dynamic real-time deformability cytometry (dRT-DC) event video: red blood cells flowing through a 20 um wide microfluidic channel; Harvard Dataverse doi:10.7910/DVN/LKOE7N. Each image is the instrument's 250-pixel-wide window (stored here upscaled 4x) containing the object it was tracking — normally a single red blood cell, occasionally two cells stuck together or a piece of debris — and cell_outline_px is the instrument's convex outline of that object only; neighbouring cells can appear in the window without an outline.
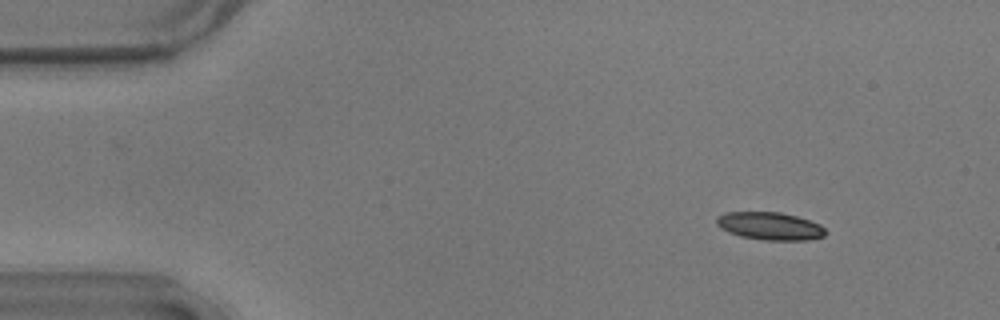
{"species": "common noctule bat (a hibernating species)", "species_latin": "Nyctalus noctula", "temperature_condition": "warm", "stored_images_in_passage": 54, "camera_frame_rate_fps": 3000, "um_per_image_px": 0.085, "animal": {"sex": "male", "body_mass_g": 17.9}, "frame": {"image": 1, "passage_image": 6, "time_ms": 1.667, "image_size_px": [1000, 320], "cell_outline_px": [[824, 236], [808, 240], [764, 240], [740, 236], [728, 232], [720, 228], [716, 224], [716, 216], [724, 212], [780, 212], [796, 216], [820, 224], [824, 228]], "centroid_in_image_um": [65.39, 19.21], "position_along_channel_um": 19.6, "area_um2": 17.63}}
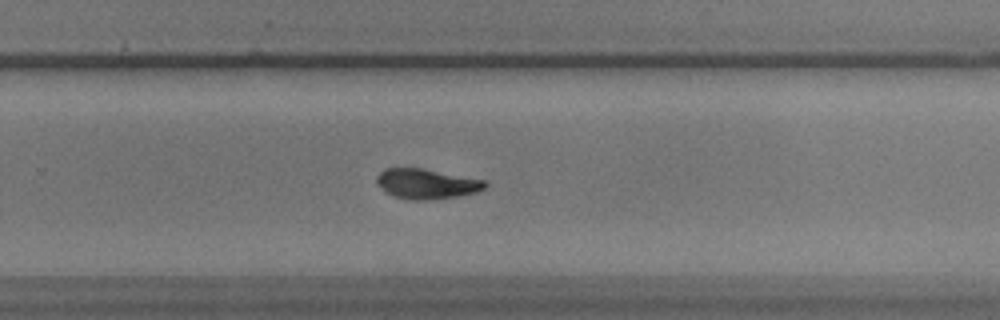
{"frame": {"image": 2, "passage_image": 36, "time_ms": 11.667, "image_size_px": [1000, 320], "cell_outline_px": [[488, 184], [484, 188], [476, 192], [456, 196], [428, 200], [408, 200], [392, 196], [384, 192], [376, 180], [376, 176], [384, 168], [424, 168], [484, 180]], "centroid_in_image_um": [36.21, 15.62], "position_along_channel_um": 293.6, "area_um2": 19.02}}
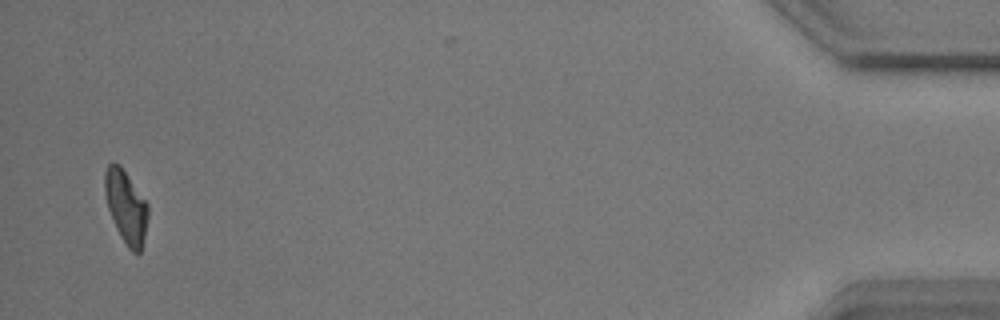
{"frame": {"image": 3, "passage_image": 54, "time_ms": 17.667, "image_size_px": [1000, 320], "cell_outline_px": [[148, 216], [144, 236], [140, 252], [132, 252], [128, 248], [120, 236], [116, 228], [108, 208], [104, 192], [104, 172], [108, 164], [112, 160], [120, 164], [148, 204]], "centroid_in_image_um": [10.68, 17.52], "position_along_channel_um": 424.5, "area_um2": 18.32}, "authors_computed_cell_mechanics": {"area_um2": 18.6983, "velocity_mm_per_s": 3.5905, "shape_relaxation_time_tau1_ms": 5.4613, "shape_relaxation_time_tau2_ms": 3.4402, "deformation_change_tau1": 0.1704, "deformation_change_tau2": 0.0839}}